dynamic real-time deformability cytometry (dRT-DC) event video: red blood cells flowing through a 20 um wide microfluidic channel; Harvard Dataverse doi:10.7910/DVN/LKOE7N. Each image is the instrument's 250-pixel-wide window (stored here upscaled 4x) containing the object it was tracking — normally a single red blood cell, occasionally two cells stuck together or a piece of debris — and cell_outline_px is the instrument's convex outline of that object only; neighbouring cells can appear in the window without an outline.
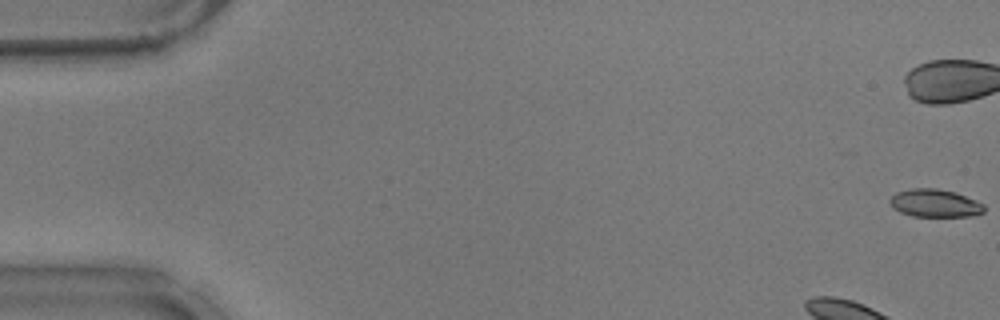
{"species": "common noctule bat (a hibernating species)", "species_latin": "Nyctalus noctula", "temperature_condition": "warm", "stored_images_in_passage": 10, "camera_frame_rate_fps": 3000, "um_per_image_px": 0.085, "animal": {"sex": "male", "body_mass_g": 17.9}, "frame": {"image": 1, "passage_image": 1, "time_ms": 0.0, "image_size_px": [1000, 320], "cell_outline_px": [[984, 212], [976, 216], [912, 216], [900, 212], [892, 208], [888, 200], [896, 192], [908, 188], [936, 188], [956, 192], [976, 200], [984, 204]], "centroid_in_image_um": [79.46, 17.26], "position_along_channel_um": 5.5, "area_um2": 15.55}}